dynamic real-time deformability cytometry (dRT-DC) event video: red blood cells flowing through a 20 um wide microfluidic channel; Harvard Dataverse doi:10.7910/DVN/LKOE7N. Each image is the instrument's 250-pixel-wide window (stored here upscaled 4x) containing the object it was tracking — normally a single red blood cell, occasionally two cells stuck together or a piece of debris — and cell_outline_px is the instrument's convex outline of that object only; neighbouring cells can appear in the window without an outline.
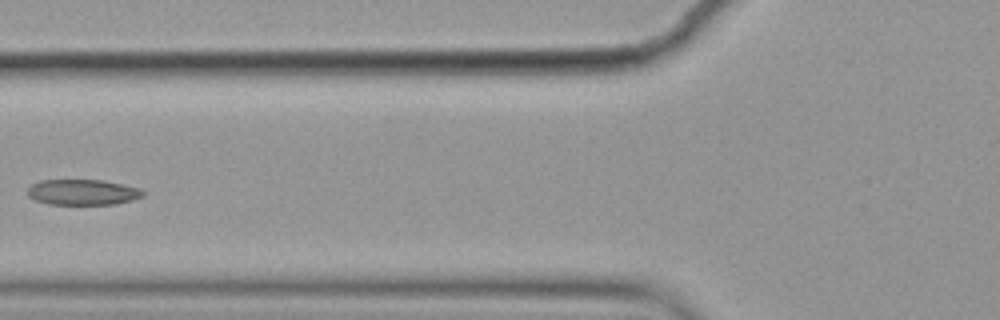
{"species": "common noctule bat (a hibernating species)", "species_latin": "Nyctalus noctula", "temperature_condition": "cold", "stored_images_in_passage": 6, "camera_frame_rate_fps": 3000, "um_per_image_px": 0.085, "animal": {"sex": "female", "body_mass_g": 19.9}, "frame": {"image": 1, "passage_image": 6, "time_ms": 1.667, "image_size_px": [1000, 320], "cell_outline_px": [[144, 196], [132, 200], [116, 204], [48, 204], [36, 200], [28, 196], [28, 188], [32, 184], [40, 180], [100, 180], [140, 188], [144, 192]], "centroid_in_image_um": [7.02, 16.34], "position_along_channel_um": 118.8, "area_um2": 17.11}}